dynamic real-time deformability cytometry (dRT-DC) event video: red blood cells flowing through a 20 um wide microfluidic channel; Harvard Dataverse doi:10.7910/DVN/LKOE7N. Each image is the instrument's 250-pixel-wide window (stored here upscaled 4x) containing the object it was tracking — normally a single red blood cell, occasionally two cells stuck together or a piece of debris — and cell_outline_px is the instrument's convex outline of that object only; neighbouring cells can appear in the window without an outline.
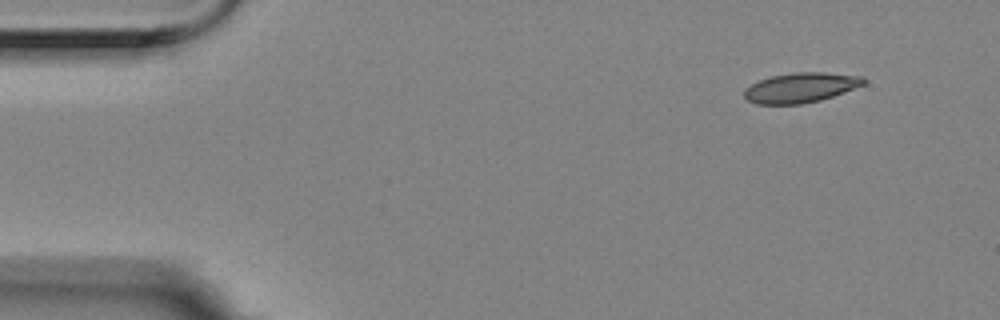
{"species": "Egyptian fruit bat (a non-hibernating species)", "species_latin": "Rousettus aegyptiacus", "temperature_condition": "room temperature", "stored_images_in_passage": 4, "camera_frame_rate_fps": 3000, "um_per_image_px": 0.085, "animal": {"sex": "female"}, "frame": {"image": 1, "passage_image": 1, "time_ms": 0.0, "image_size_px": [1000, 320], "cell_outline_px": [[864, 84], [832, 96], [820, 100], [800, 104], [756, 104], [748, 100], [744, 96], [744, 88], [760, 80], [772, 76], [792, 72], [824, 72], [864, 76]], "centroid_in_image_um": [68.03, 7.44], "position_along_channel_um": 17.0, "area_um2": 20.63}}
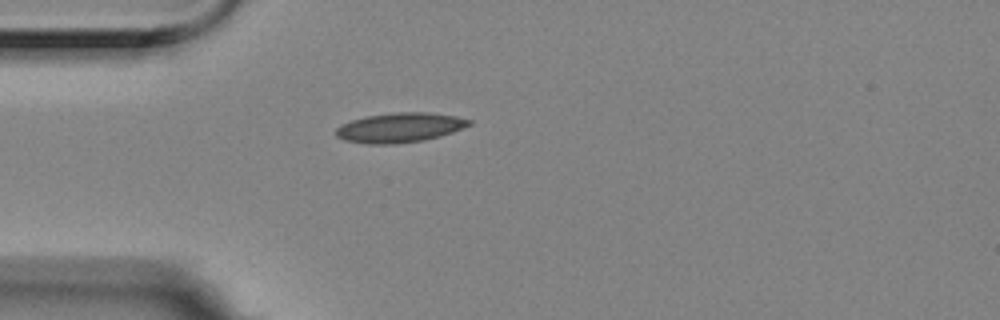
{"frame": {"image": 2, "passage_image": 4, "time_ms": 1.0, "image_size_px": [1000, 320], "cell_outline_px": [[472, 124], [452, 132], [440, 136], [424, 140], [392, 144], [368, 144], [344, 140], [336, 136], [336, 128], [340, 124], [364, 116], [392, 112], [428, 112], [456, 116], [472, 120]], "centroid_in_image_um": [33.96, 10.83], "position_along_channel_um": 51.0, "area_um2": 23.12}}